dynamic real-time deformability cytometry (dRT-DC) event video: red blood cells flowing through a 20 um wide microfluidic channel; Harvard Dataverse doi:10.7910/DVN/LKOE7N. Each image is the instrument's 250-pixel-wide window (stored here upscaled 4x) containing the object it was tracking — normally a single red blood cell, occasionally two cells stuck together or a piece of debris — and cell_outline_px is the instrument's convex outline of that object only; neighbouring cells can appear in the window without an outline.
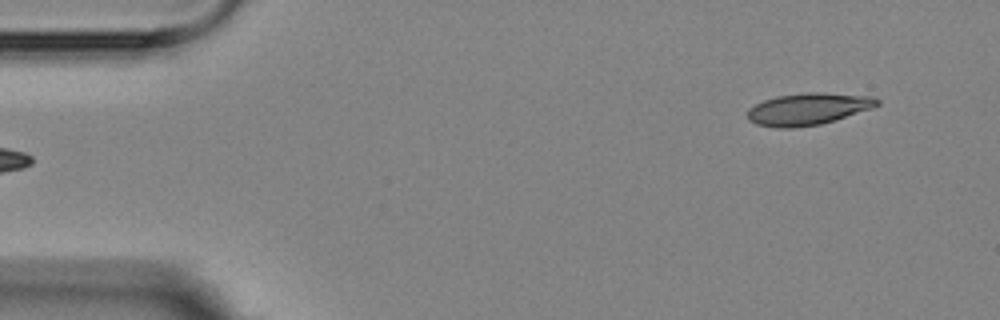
{"species": "Egyptian fruit bat (a non-hibernating species)", "species_latin": "Rousettus aegyptiacus", "temperature_condition": "room temperature", "stored_images_in_passage": 3, "segment_of_instrument_passage": [2, 2], "camera_frame_rate_fps": 3000, "um_per_image_px": 0.085, "animal": {"sex": "female"}, "frame": {"image": 1, "passage_image": 3, "time_ms": 2.333, "image_size_px": [1000, 320], "cell_outline_px": [[880, 104], [872, 108], [836, 120], [820, 124], [792, 128], [776, 128], [756, 124], [748, 120], [748, 108], [764, 100], [776, 96], [808, 92], [824, 92], [876, 96], [880, 100]], "centroid_in_image_um": [68.72, 9.25], "position_along_channel_um": 16.3, "area_um2": 24.39}}